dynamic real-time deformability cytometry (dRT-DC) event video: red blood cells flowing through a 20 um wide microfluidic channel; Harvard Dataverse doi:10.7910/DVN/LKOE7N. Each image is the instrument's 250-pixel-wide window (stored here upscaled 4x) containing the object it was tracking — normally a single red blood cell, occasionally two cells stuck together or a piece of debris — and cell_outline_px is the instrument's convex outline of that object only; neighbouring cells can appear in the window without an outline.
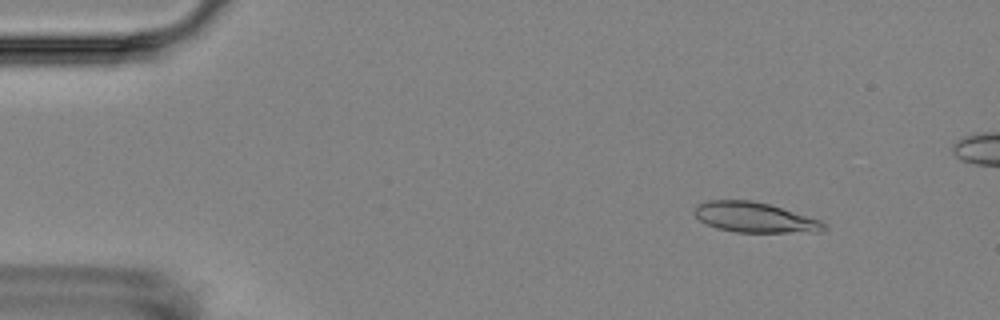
{"species": "Egyptian fruit bat (a non-hibernating species)", "species_latin": "Rousettus aegyptiacus", "temperature_condition": "room temperature", "stored_images_in_passage": 5, "camera_frame_rate_fps": 3000, "um_per_image_px": 0.085, "animal": {"sex": "female"}, "frame": {"image": 1, "passage_image": 2, "time_ms": 1.333, "image_size_px": [1000, 320], "cell_outline_px": [[828, 228], [824, 232], [736, 232], [716, 228], [700, 220], [692, 212], [696, 204], [708, 200], [752, 200], [768, 204], [820, 220]], "centroid_in_image_um": [64.12, 18.48], "position_along_channel_um": 20.9, "area_um2": 22.72}}